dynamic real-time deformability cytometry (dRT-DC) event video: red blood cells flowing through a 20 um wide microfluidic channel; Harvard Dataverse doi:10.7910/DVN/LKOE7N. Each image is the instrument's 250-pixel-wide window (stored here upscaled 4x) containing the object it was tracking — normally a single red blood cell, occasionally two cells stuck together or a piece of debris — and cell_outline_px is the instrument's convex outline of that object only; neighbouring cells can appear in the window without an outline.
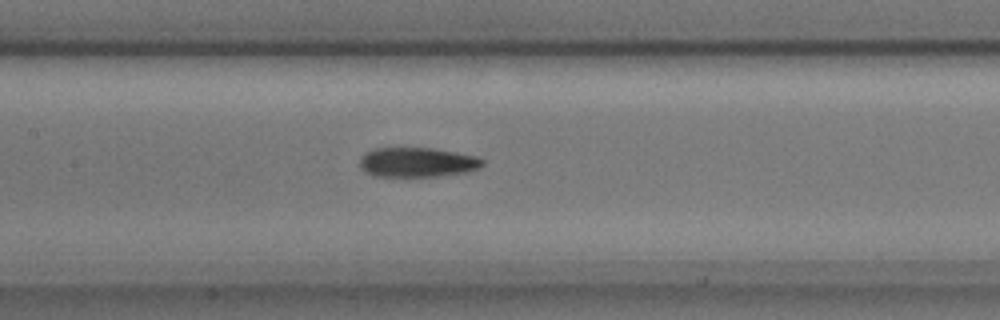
{"species": "common noctule bat (a hibernating species)", "species_latin": "Nyctalus noctula", "temperature_condition": "cold", "stored_images_in_passage": 9, "camera_frame_rate_fps": 3000, "um_per_image_px": 0.085, "animal": {"sex": "male", "body_mass_g": 17.9, "forearm_length_mm": 54.2}, "frame": {"image": 1, "passage_image": 9, "time_ms": 2.667, "image_size_px": [1000, 320], "cell_outline_px": [[484, 164], [480, 168], [464, 172], [436, 176], [376, 176], [360, 168], [360, 156], [364, 152], [372, 148], [436, 148], [476, 156], [484, 160]], "centroid_in_image_um": [35.46, 13.77], "position_along_channel_um": 171.9, "area_um2": 21.21}}